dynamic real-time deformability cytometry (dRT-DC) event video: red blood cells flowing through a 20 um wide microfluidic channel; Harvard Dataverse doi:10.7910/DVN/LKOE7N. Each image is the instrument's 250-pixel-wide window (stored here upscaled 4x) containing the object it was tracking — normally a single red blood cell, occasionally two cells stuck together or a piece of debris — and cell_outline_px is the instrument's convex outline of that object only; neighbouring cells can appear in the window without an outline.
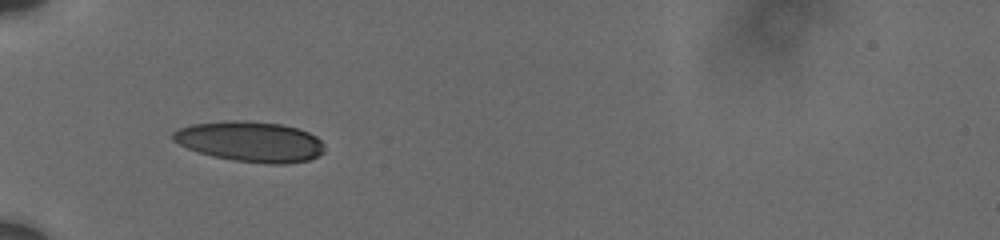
{"species": "human", "species_latin": "Homo sapiens", "temperature_condition": "cold", "stored_images_in_passage": 18, "camera_frame_rate_fps": 3000, "um_per_image_px": 0.085, "donor": {"sex": "male"}, "frame": {"image": 1, "passage_image": 1, "time_ms": 0.0, "image_size_px": [1000, 240], "cell_outline_px": [[324, 152], [308, 160], [284, 164], [268, 164], [232, 160], [212, 156], [188, 148], [172, 140], [172, 132], [180, 128], [192, 124], [228, 120], [236, 120], [284, 124], [308, 132], [316, 136], [324, 144]], "centroid_in_image_um": [21.28, 12.03], "position_along_channel_um": 63.7, "area_um2": 35.6}}
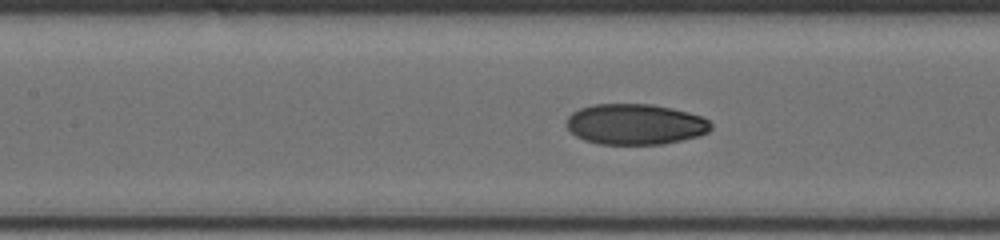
{"frame": {"image": 2, "passage_image": 10, "time_ms": 2.667, "image_size_px": [1000, 240], "cell_outline_px": [[712, 128], [708, 132], [700, 136], [664, 144], [600, 144], [584, 140], [576, 136], [564, 124], [568, 116], [572, 112], [580, 108], [592, 104], [652, 104], [672, 108], [704, 116], [712, 124]], "centroid_in_image_um": [54.01, 10.56], "position_along_channel_um": 153.4, "area_um2": 34.62}}
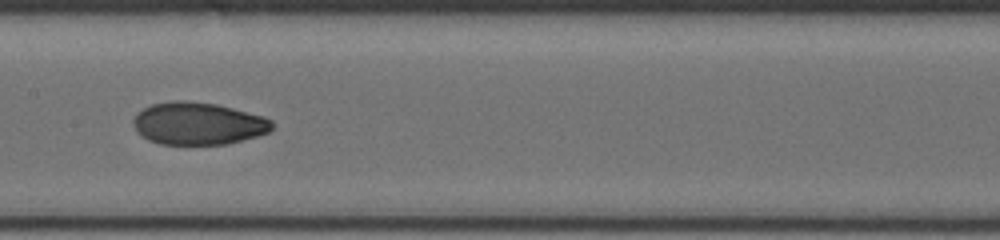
{"frame": {"image": 3, "passage_image": 17, "time_ms": 3.667, "image_size_px": [1000, 240], "cell_outline_px": [[272, 128], [268, 132], [256, 136], [228, 144], [160, 144], [148, 140], [140, 136], [136, 132], [132, 124], [132, 120], [136, 112], [152, 104], [172, 100], [184, 100], [216, 104], [232, 108], [260, 116], [272, 120]], "centroid_in_image_um": [16.76, 10.5], "position_along_channel_um": 190.6, "area_um2": 34.33}}